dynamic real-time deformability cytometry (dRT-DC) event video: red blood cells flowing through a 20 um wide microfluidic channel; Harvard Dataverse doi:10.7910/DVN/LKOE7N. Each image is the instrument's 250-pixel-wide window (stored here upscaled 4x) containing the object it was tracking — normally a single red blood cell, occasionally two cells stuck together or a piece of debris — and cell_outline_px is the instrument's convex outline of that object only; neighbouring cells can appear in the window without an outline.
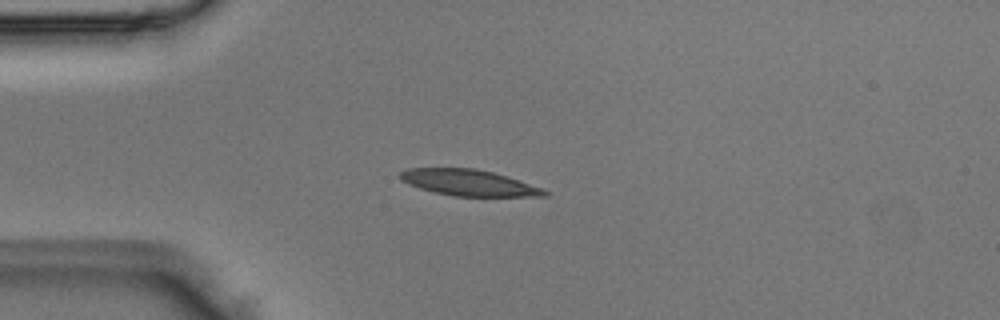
{"species": "Egyptian fruit bat (a non-hibernating species)", "species_latin": "Rousettus aegyptiacus", "temperature_condition": "room temperature", "stored_images_in_passage": 2, "camera_frame_rate_fps": 3000, "um_per_image_px": 0.085, "animal": {"sex": "male"}, "frame": {"image": 1, "passage_image": 2, "time_ms": 0.333, "image_size_px": [1000, 320], "cell_outline_px": [[548, 196], [452, 196], [420, 188], [408, 184], [400, 180], [396, 176], [400, 172], [408, 168], [476, 168], [508, 176], [540, 188], [548, 192]], "centroid_in_image_um": [39.78, 15.52], "position_along_channel_um": 45.2, "area_um2": 21.91}}